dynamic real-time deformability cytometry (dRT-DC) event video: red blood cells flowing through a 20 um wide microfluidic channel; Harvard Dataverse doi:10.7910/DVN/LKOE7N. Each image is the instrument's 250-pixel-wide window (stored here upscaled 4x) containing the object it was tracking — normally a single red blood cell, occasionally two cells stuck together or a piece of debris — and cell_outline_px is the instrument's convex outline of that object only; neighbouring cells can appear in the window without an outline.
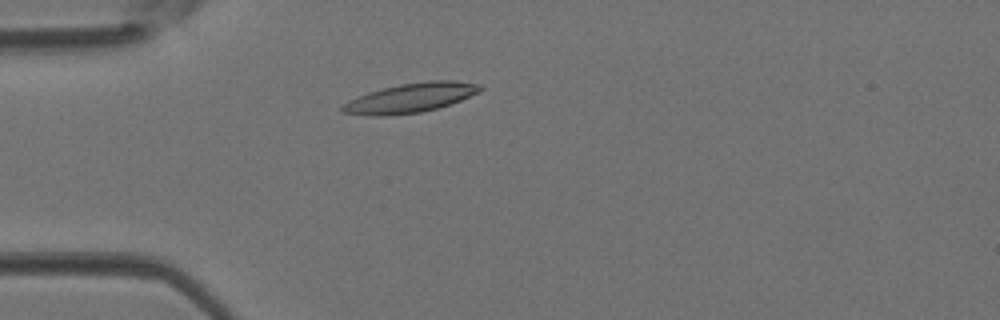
{"species": "Egyptian fruit bat (a non-hibernating species)", "species_latin": "Rousettus aegyptiacus", "temperature_condition": "room temperature", "stored_images_in_passage": 40, "camera_frame_rate_fps": 3000, "um_per_image_px": 0.085, "animal": {"sex": "female"}, "frame": {"image": 1, "passage_image": 9, "time_ms": 2.667, "image_size_px": [1000, 320], "cell_outline_px": [[484, 88], [480, 92], [460, 100], [436, 108], [420, 112], [388, 116], [368, 116], [340, 112], [340, 108], [348, 100], [368, 92], [400, 84], [432, 80], [452, 80], [480, 84]], "centroid_in_image_um": [34.87, 8.32], "position_along_channel_um": 50.1, "area_um2": 23.58}}
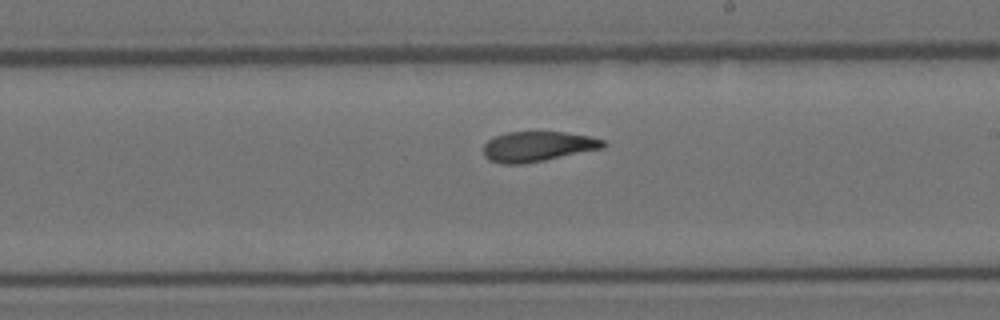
{"frame": {"image": 2, "passage_image": 22, "time_ms": 7.0, "image_size_px": [1000, 320], "cell_outline_px": [[608, 144], [604, 148], [524, 164], [500, 164], [488, 160], [484, 156], [484, 144], [492, 136], [508, 132], [564, 132], [588, 136], [604, 140]], "centroid_in_image_um": [45.68, 12.45], "position_along_channel_um": 243.3, "area_um2": 21.15}}
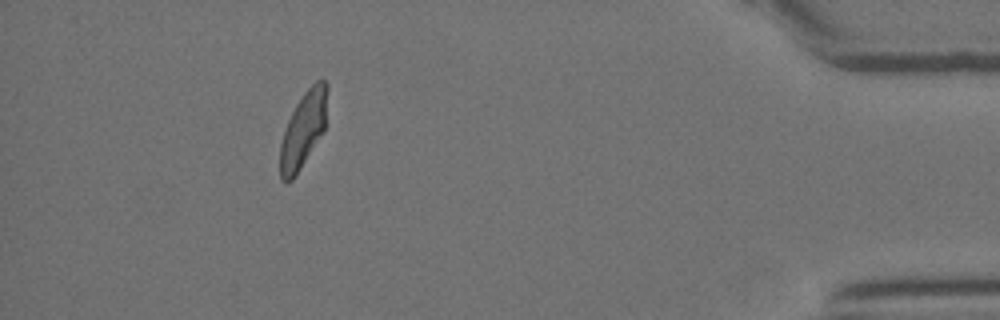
{"frame": {"image": 3, "passage_image": 36, "time_ms": 11.667, "image_size_px": [1000, 320], "cell_outline_px": [[328, 88], [324, 132], [296, 176], [288, 184], [284, 184], [280, 180], [280, 144], [288, 120], [296, 104], [304, 92], [316, 80], [324, 80], [328, 84]], "centroid_in_image_um": [25.78, 11.07], "position_along_channel_um": 409.4, "area_um2": 21.1}}